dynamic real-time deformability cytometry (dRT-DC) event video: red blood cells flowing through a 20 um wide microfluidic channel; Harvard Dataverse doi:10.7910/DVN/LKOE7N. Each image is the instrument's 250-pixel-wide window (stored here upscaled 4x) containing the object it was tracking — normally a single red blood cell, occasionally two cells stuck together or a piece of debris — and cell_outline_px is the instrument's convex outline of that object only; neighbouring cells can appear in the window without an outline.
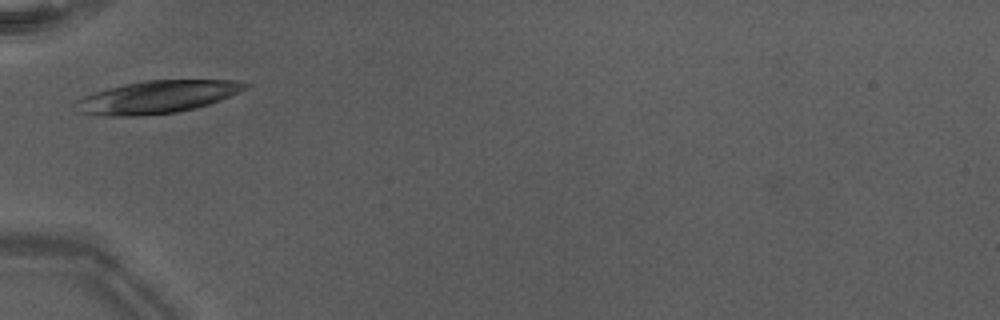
{"species": "Egyptian fruit bat (a non-hibernating species)", "species_latin": "Rousettus aegyptiacus", "temperature_condition": "warm", "stored_images_in_passage": 20, "camera_frame_rate_fps": 3000, "um_per_image_px": 0.085, "animal": {"sex": "male"}, "frame": {"image": 1, "passage_image": 1, "time_ms": 0.0, "image_size_px": [1000, 320], "cell_outline_px": [[252, 84], [220, 100], [196, 108], [176, 112], [136, 116], [108, 116], [76, 112], [72, 104], [76, 100], [84, 96], [108, 88], [144, 80], [236, 80]], "centroid_in_image_um": [13.29, 8.25], "position_along_channel_um": 71.7, "area_um2": 32.02}}
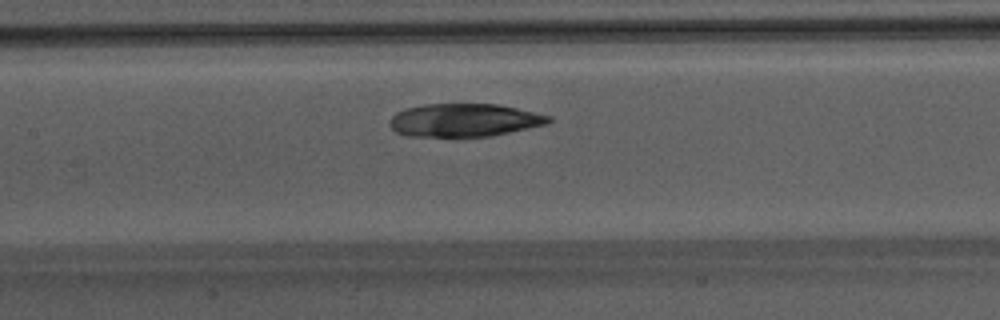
{"frame": {"image": 2, "passage_image": 8, "time_ms": 2.333, "image_size_px": [1000, 320], "cell_outline_px": [[552, 120], [548, 124], [492, 136], [408, 136], [396, 132], [388, 124], [388, 120], [396, 112], [404, 108], [424, 104], [496, 104], [516, 108], [552, 116]], "centroid_in_image_um": [39.44, 10.21], "position_along_channel_um": 168.0, "area_um2": 30.75}}
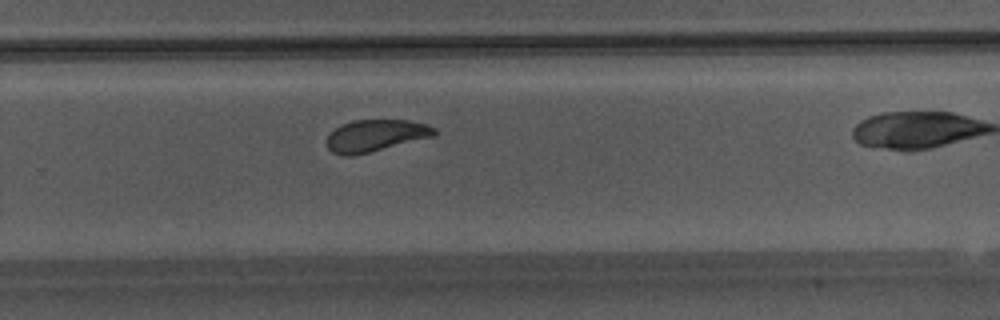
{"frame": {"image": 3, "passage_image": 14, "time_ms": 4.333, "image_size_px": [1000, 320], "cell_outline_px": [[436, 132], [432, 136], [352, 156], [344, 156], [332, 152], [328, 148], [328, 136], [340, 124], [352, 120], [408, 120], [424, 124], [436, 128]], "centroid_in_image_um": [31.88, 11.51], "position_along_channel_um": 297.9, "area_um2": 19.54}}